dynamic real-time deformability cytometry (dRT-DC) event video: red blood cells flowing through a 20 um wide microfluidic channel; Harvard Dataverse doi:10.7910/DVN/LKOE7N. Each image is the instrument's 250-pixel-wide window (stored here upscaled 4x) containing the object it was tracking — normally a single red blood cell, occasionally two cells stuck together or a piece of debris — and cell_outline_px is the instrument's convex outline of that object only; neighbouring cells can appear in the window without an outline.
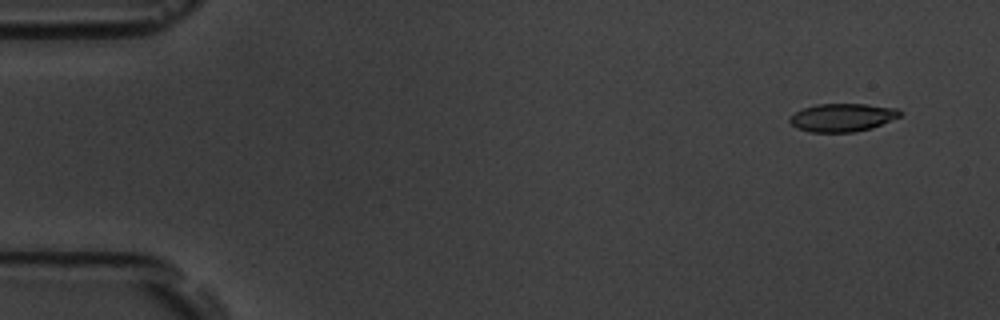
{"species": "common noctule bat (a hibernating species)", "species_latin": "Nyctalus noctula", "temperature_condition": "room temperature", "stored_images_in_passage": 4, "camera_frame_rate_fps": 3000, "um_per_image_px": 0.085, "animal": {"sex": "male", "body_mass_g": 19.5, "forearm_length_mm": 54.6}, "frame": {"image": 1, "passage_image": 1, "time_ms": 0.0, "image_size_px": [1000, 320], "cell_outline_px": [[904, 112], [900, 116], [872, 128], [852, 132], [808, 132], [796, 128], [788, 120], [788, 116], [804, 108], [816, 104], [868, 104], [896, 108]], "centroid_in_image_um": [71.59, 9.98], "position_along_channel_um": 13.4, "area_um2": 18.15}}